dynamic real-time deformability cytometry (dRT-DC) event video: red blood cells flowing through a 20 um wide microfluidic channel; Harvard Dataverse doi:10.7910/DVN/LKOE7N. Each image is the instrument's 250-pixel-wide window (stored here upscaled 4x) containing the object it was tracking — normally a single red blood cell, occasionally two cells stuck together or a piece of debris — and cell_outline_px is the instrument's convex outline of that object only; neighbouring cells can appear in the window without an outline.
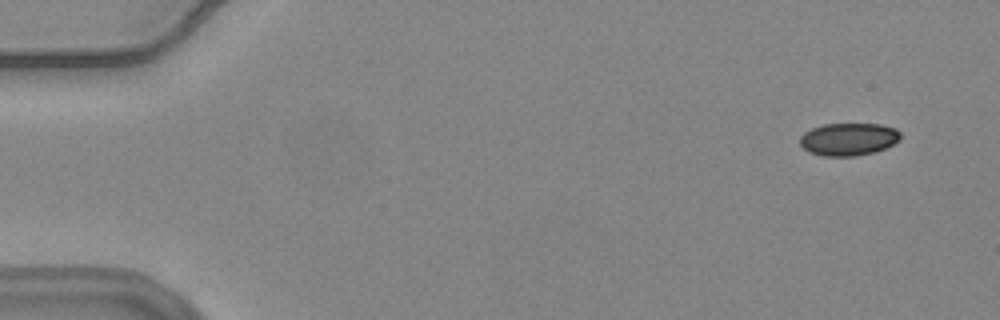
{"species": "common noctule bat (a hibernating species)", "species_latin": "Nyctalus noctula", "temperature_condition": "warm", "stored_images_in_passage": 53, "camera_frame_rate_fps": 3000, "um_per_image_px": 0.085, "animal": {"sex": "female", "body_mass_g": 24.6, "forearm_length_mm": 56.2}, "frame": {"image": 1, "passage_image": 4, "time_ms": 1.0, "image_size_px": [1000, 320], "cell_outline_px": [[900, 140], [884, 148], [872, 152], [856, 156], [824, 156], [808, 152], [800, 144], [800, 136], [804, 132], [812, 128], [824, 124], [880, 124], [896, 128], [900, 132]], "centroid_in_image_um": [72.11, 11.83], "position_along_channel_um": 12.9, "area_um2": 19.07}}
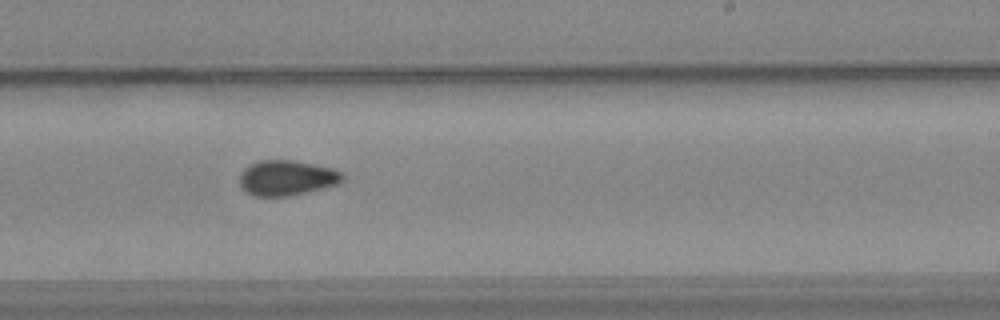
{"frame": {"image": 2, "passage_image": 35, "time_ms": 11.333, "image_size_px": [1000, 320], "cell_outline_px": [[344, 180], [336, 184], [324, 188], [288, 196], [252, 196], [240, 188], [240, 172], [244, 168], [260, 160], [292, 160], [332, 168], [340, 172], [344, 176]], "centroid_in_image_um": [24.34, 15.13], "position_along_channel_um": 264.7, "area_um2": 21.1}}
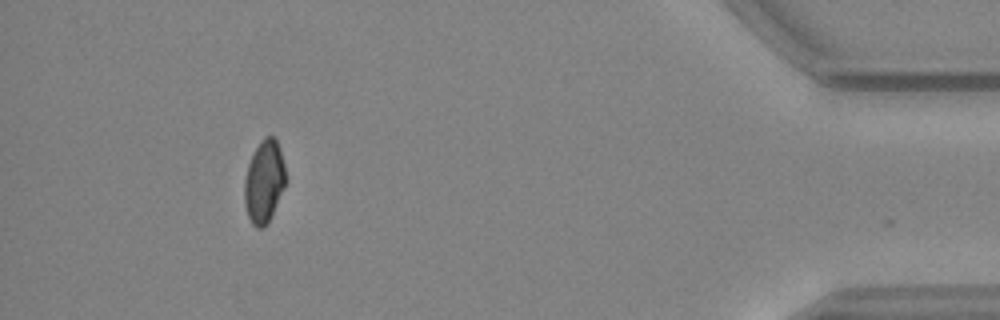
{"frame": {"image": 3, "passage_image": 52, "time_ms": 17.0, "image_size_px": [1000, 320], "cell_outline_px": [[288, 180], [272, 216], [264, 228], [256, 228], [252, 224], [248, 216], [244, 204], [244, 180], [248, 164], [260, 140], [264, 136], [272, 136], [276, 140], [280, 148]], "centroid_in_image_um": [22.47, 15.46], "position_along_channel_um": 412.7, "area_um2": 20.23}, "authors_computed_cell_mechanics": {"area_um2": 20.5768, "velocity_mm_per_s": 3.703, "shape_relaxation_time_tau1_ms": null, "shape_relaxation_time_tau2_ms": 2.7688, "deformation_change_tau1": null, "deformation_change_tau2": 0.0574}}